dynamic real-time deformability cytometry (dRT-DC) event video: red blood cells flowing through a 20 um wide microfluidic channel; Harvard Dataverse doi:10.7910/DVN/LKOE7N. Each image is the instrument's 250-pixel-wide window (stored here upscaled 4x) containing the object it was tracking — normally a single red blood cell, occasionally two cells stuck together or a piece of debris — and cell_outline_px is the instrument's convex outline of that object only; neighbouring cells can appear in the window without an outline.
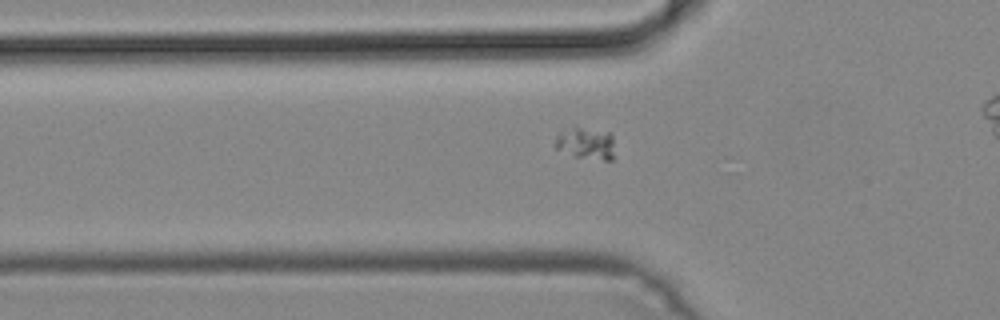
{"species": "common noctule bat (a hibernating species)", "species_latin": "Nyctalus noctula", "temperature_condition": "cold", "stored_images_in_passage": 31, "camera_frame_rate_fps": 3000, "um_per_image_px": 0.085, "animal": {"sex": "male", "body_mass_g": 19.2, "forearm_length_mm": 51.8}, "frame": {"image": 1, "passage_image": 5, "time_ms": 1.333, "image_size_px": [1000, 320], "cell_outline_px": [[612, 160], [604, 160], [576, 156], [556, 148], [556, 136], [560, 132], [576, 128], [580, 128], [608, 132], [612, 136]], "centroid_in_image_um": [49.81, 12.19], "position_along_channel_um": 76.0, "area_um2": 10.4}}
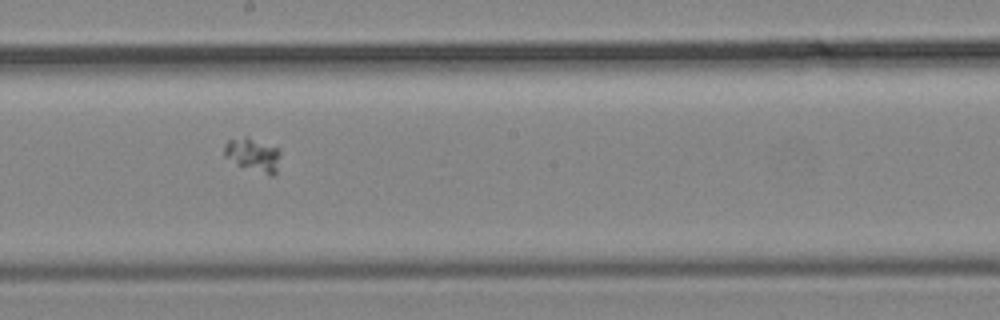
{"frame": {"image": 2, "passage_image": 16, "time_ms": 5.0, "image_size_px": [1000, 320], "cell_outline_px": [[280, 152], [276, 172], [272, 176], [236, 164], [224, 156], [224, 144], [228, 140], [244, 136], [248, 136], [280, 148]], "centroid_in_image_um": [21.5, 13.12], "position_along_channel_um": 226.7, "area_um2": 10.98}}
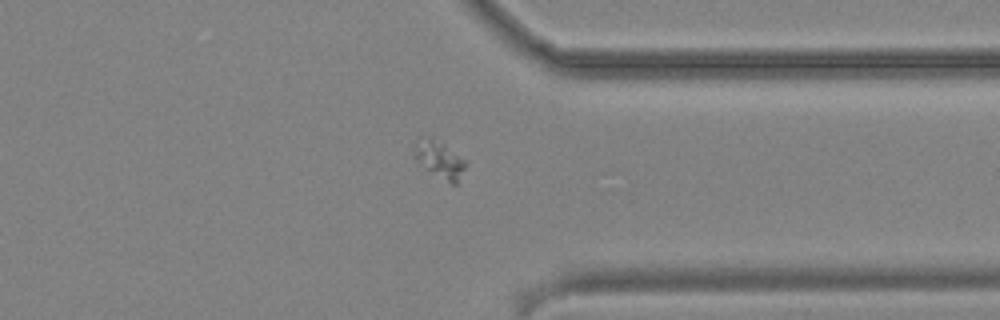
{"frame": {"image": 3, "passage_image": 27, "time_ms": 8.667, "image_size_px": [1000, 320], "cell_outline_px": [[468, 164], [456, 184], [452, 184], [416, 160], [412, 152], [412, 148], [416, 140], [432, 140], [444, 144], [468, 160]], "centroid_in_image_um": [37.42, 13.56], "position_along_channel_um": 374.0, "area_um2": 10.64}}